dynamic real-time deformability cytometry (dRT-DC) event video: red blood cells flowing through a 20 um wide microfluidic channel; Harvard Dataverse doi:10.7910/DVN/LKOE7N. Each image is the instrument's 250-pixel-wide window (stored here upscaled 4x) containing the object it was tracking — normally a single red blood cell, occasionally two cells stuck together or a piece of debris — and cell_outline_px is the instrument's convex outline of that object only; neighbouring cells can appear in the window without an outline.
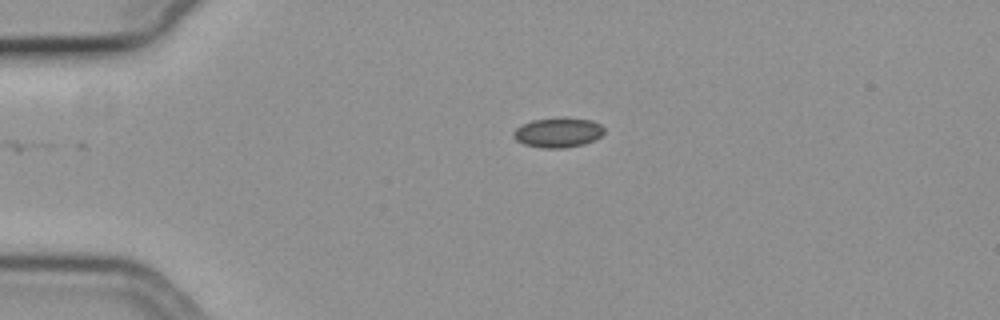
{"species": "common noctule bat (a hibernating species)", "species_latin": "Nyctalus noctula", "temperature_condition": "cold", "stored_images_in_passage": 38, "camera_frame_rate_fps": 3000, "um_per_image_px": 0.085, "animal": {"sex": "female", "body_mass_g": 19.3, "forearm_length_mm": 54.1}, "frame": {"image": 1, "passage_image": 1, "time_ms": 0.0, "image_size_px": [1000, 320], "cell_outline_px": [[604, 132], [600, 136], [584, 144], [564, 148], [540, 148], [524, 144], [516, 140], [512, 136], [512, 132], [516, 128], [532, 120], [592, 120], [600, 124], [604, 128]], "centroid_in_image_um": [47.4, 11.31], "position_along_channel_um": 37.6, "area_um2": 15.09}}
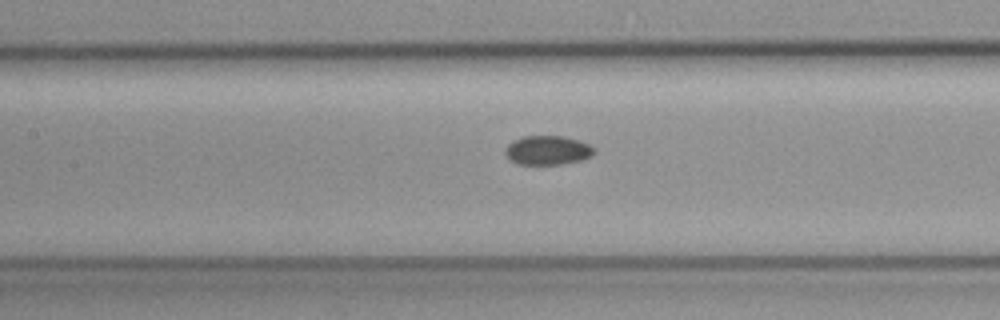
{"frame": {"image": 2, "passage_image": 14, "time_ms": 4.333, "image_size_px": [1000, 320], "cell_outline_px": [[596, 152], [592, 156], [584, 160], [560, 164], [516, 164], [508, 160], [504, 152], [508, 144], [524, 136], [564, 136], [580, 140], [592, 144], [596, 148]], "centroid_in_image_um": [46.61, 12.78], "position_along_channel_um": 160.8, "area_um2": 15.43}}
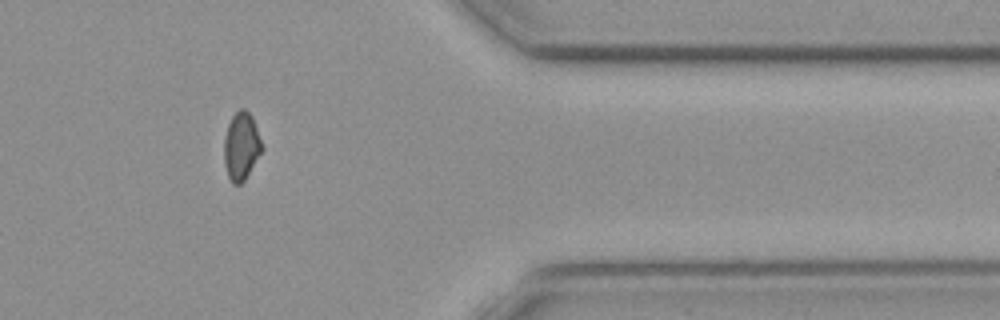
{"frame": {"image": 3, "passage_image": 34, "time_ms": 11.0, "image_size_px": [1000, 320], "cell_outline_px": [[264, 148], [244, 180], [240, 184], [232, 184], [228, 176], [224, 164], [224, 140], [228, 124], [232, 116], [240, 108], [244, 108], [252, 116]], "centroid_in_image_um": [20.51, 12.42], "position_along_channel_um": 390.9, "area_um2": 14.91}, "authors_computed_cell_mechanics": {"area_um2": 15.1147, "velocity_mm_per_s": 3.7554, "shape_relaxation_time_tau1_ms": 9.6824, "shape_relaxation_time_tau2_ms": 7.2959, "deformation_change_tau1": 0.075, "deformation_change_tau2": 0.0802}}